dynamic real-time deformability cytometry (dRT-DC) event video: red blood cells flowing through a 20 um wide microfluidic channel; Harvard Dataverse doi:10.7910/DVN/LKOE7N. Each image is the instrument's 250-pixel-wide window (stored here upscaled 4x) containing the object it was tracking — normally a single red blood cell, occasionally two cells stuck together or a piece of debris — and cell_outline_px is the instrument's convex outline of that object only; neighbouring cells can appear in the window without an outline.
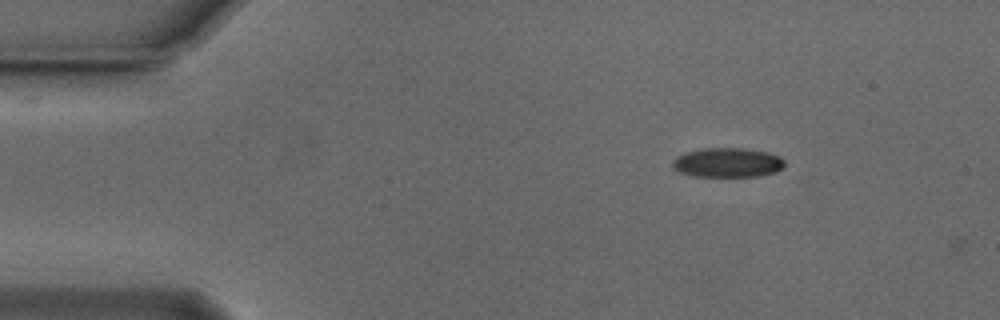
{"species": "Egyptian fruit bat (a non-hibernating species)", "species_latin": "Rousettus aegyptiacus", "temperature_condition": "cold", "stored_images_in_passage": 5, "camera_frame_rate_fps": 3000, "um_per_image_px": 0.085, "animal": {"sex": "male"}, "frame": {"image": 1, "passage_image": 1, "time_ms": 0.0, "image_size_px": [1000, 320], "cell_outline_px": [[784, 164], [776, 172], [760, 176], [692, 176], [680, 172], [672, 168], [672, 160], [676, 156], [684, 152], [704, 148], [740, 148], [768, 152], [780, 156], [784, 160]], "centroid_in_image_um": [61.8, 13.81], "position_along_channel_um": 23.2, "area_um2": 19.31}}